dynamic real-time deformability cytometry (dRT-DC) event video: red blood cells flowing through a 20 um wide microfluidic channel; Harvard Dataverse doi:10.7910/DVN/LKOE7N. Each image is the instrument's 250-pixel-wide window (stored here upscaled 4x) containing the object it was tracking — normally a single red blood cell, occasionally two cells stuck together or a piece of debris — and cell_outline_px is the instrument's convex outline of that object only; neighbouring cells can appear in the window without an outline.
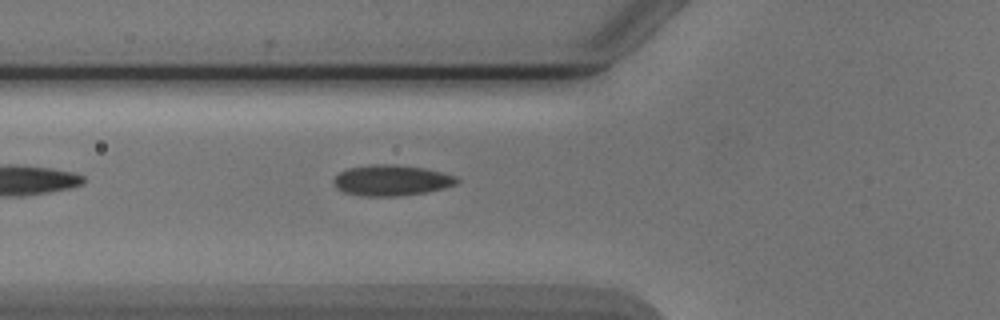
{"species": "Egyptian fruit bat (a non-hibernating species)", "species_latin": "Rousettus aegyptiacus", "temperature_condition": "cold", "stored_images_in_passage": 3, "camera_frame_rate_fps": 3000, "um_per_image_px": 0.085, "animal": {"sex": "male"}, "frame": {"image": 1, "passage_image": 3, "time_ms": 2.333, "image_size_px": [1000, 320], "cell_outline_px": [[460, 180], [456, 184], [444, 188], [424, 192], [396, 196], [364, 196], [344, 192], [336, 188], [332, 180], [340, 172], [348, 168], [372, 164], [396, 164], [424, 168], [456, 176]], "centroid_in_image_um": [33.26, 15.32], "position_along_channel_um": 92.5, "area_um2": 22.02}}